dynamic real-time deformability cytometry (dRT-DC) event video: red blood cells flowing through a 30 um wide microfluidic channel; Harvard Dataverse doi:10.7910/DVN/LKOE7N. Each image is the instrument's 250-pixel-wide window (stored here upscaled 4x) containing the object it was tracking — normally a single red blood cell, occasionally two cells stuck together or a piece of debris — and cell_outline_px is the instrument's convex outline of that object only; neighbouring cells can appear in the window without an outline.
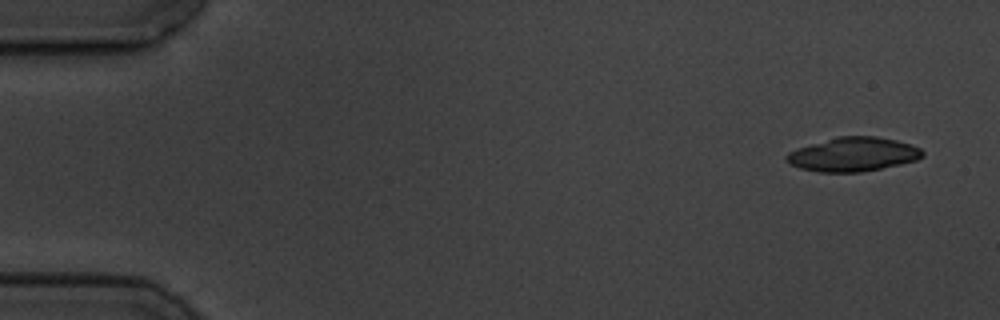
{"species": "common noctule bat (a hibernating species)", "species_latin": "Nyctalus noctula", "temperature_condition": "cold", "stored_images_in_passage": 6, "camera_frame_rate_fps": 3000, "um_per_image_px": 0.085, "animal": {"sex": "male", "body_mass_g": 19.5, "forearm_length_mm": 54.6}, "frame": {"image": 1, "passage_image": 1, "time_ms": 0.0, "image_size_px": [1000, 320], "cell_outline_px": [[924, 156], [916, 160], [900, 164], [860, 172], [820, 172], [800, 168], [784, 160], [784, 156], [788, 152], [796, 148], [836, 136], [876, 136], [896, 140], [912, 144], [920, 148], [924, 152]], "centroid_in_image_um": [72.5, 13.11], "position_along_channel_um": 12.5, "area_um2": 27.05}}